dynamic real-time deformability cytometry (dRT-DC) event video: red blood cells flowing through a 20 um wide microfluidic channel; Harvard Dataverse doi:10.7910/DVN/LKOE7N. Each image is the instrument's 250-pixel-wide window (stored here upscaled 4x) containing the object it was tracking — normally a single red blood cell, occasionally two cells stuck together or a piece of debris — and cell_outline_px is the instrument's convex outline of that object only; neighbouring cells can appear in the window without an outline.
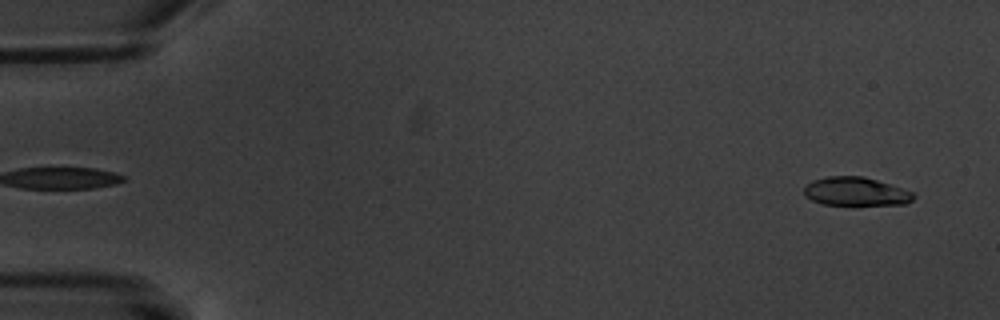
{"species": "common noctule bat (a hibernating species)", "species_latin": "Nyctalus noctula", "temperature_condition": "warm", "stored_images_in_passage": 5, "camera_frame_rate_fps": 3000, "um_per_image_px": 0.085, "animal": {"sex": "male", "body_mass_g": 20.1, "forearm_length_mm": 53.5}, "frame": {"image": 1, "passage_image": 1, "time_ms": 0.0, "image_size_px": [1000, 320], "cell_outline_px": [[916, 196], [912, 200], [904, 204], [824, 204], [812, 200], [804, 196], [804, 188], [812, 180], [828, 176], [864, 176], [916, 192]], "centroid_in_image_um": [72.77, 16.26], "position_along_channel_um": 12.2, "area_um2": 18.15}}
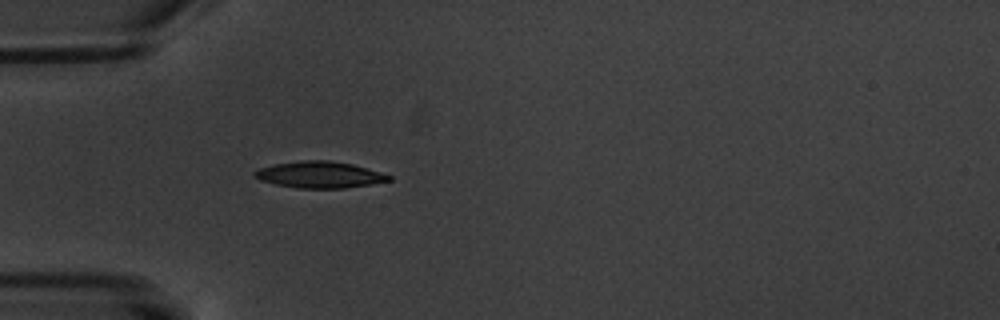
{"frame": {"image": 2, "passage_image": 5, "time_ms": 5.0, "image_size_px": [1000, 320], "cell_outline_px": [[392, 180], [344, 188], [296, 188], [276, 184], [260, 180], [252, 176], [252, 172], [260, 168], [276, 164], [300, 160], [328, 160], [352, 164], [380, 172], [392, 176]], "centroid_in_image_um": [27.13, 14.85], "position_along_channel_um": 57.9, "area_um2": 20.58}}